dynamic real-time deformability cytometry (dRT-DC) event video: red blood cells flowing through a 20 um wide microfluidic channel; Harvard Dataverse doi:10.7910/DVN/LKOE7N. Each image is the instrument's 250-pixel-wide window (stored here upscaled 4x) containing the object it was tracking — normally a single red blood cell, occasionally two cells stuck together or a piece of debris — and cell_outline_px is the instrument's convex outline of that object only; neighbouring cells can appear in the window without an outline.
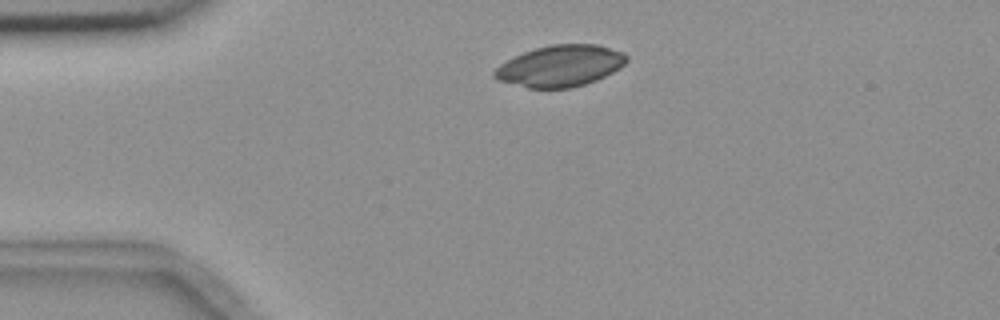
{"species": "common noctule bat (a hibernating species)", "species_latin": "Nyctalus noctula", "temperature_condition": "room temperature", "stored_images_in_passage": 2, "camera_frame_rate_fps": 3000, "um_per_image_px": 0.085, "animal": {"sex": "female", "body_mass_g": 18.4}, "frame": {"image": 1, "passage_image": 1, "time_ms": 0.0, "image_size_px": [1000, 320], "cell_outline_px": [[628, 60], [620, 68], [596, 80], [572, 88], [528, 88], [496, 80], [492, 76], [492, 72], [500, 64], [524, 52], [536, 48], [552, 44], [596, 44], [624, 52], [628, 56]], "centroid_in_image_um": [47.62, 5.61], "position_along_channel_um": 37.4, "area_um2": 31.85}}